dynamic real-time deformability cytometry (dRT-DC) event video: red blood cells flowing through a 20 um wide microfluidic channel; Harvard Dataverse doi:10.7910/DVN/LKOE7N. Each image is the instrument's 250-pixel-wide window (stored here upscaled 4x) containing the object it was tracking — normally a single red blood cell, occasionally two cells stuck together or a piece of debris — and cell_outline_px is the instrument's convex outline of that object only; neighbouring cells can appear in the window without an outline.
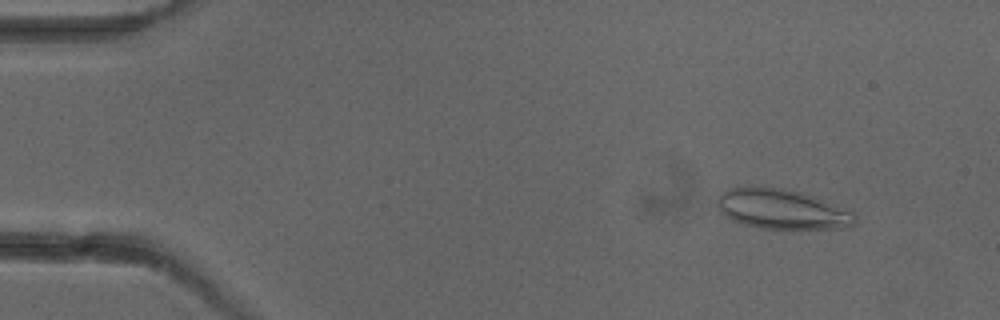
{"species": "common noctule bat (a hibernating species)", "species_latin": "Nyctalus noctula", "temperature_condition": "cold", "stored_images_in_passage": 7, "camera_frame_rate_fps": 3000, "um_per_image_px": 0.085, "animal": {"sex": "female"}, "frame": {"image": 1, "passage_image": 2, "time_ms": 1.333, "image_size_px": [1000, 320], "cell_outline_px": [[856, 220], [848, 228], [760, 228], [744, 224], [732, 220], [724, 216], [720, 212], [716, 204], [716, 200], [728, 188], [752, 184], [760, 184], [800, 192], [816, 196], [852, 208], [856, 216]], "centroid_in_image_um": [66.49, 17.74], "position_along_channel_um": 18.5, "area_um2": 32.95}}
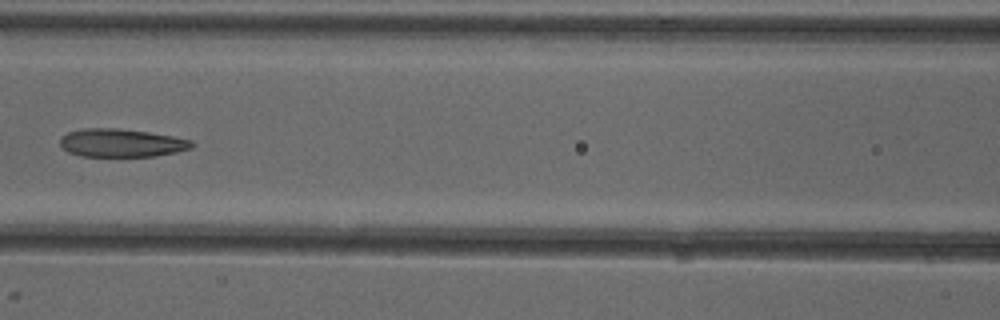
{"frame": {"image": 2, "passage_image": 7, "time_ms": 7.333, "image_size_px": [1000, 320], "cell_outline_px": [[196, 144], [192, 148], [176, 152], [156, 156], [80, 156], [68, 152], [60, 144], [60, 136], [68, 132], [84, 128], [116, 128], [148, 132], [172, 136], [192, 140]], "centroid_in_image_um": [10.33, 12.15], "position_along_channel_um": 156.3, "area_um2": 21.68}}